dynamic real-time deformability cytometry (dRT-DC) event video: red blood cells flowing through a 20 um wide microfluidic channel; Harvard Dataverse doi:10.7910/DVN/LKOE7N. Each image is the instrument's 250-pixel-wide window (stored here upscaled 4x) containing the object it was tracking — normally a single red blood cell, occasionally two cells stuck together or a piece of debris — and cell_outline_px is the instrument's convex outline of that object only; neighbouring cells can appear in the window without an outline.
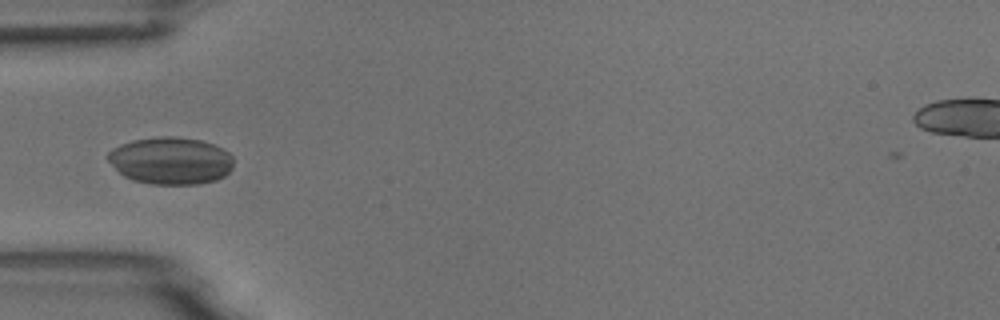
{"species": "common noctule bat (a hibernating species)", "species_latin": "Nyctalus noctula", "temperature_condition": "room temperature", "stored_images_in_passage": 5, "segment_of_instrument_passage": [2, 2], "camera_frame_rate_fps": 3000, "um_per_image_px": 0.085, "animal": {"sex": "male", "body_mass_g": 18.8}, "frame": {"image": 1, "passage_image": 5, "time_ms": 6.333, "image_size_px": [1000, 320], "cell_outline_px": [[232, 168], [224, 176], [216, 180], [200, 184], [148, 184], [132, 180], [124, 176], [108, 160], [108, 152], [112, 148], [120, 144], [132, 140], [160, 136], [176, 136], [200, 140], [224, 148], [232, 156]], "centroid_in_image_um": [14.51, 13.65], "position_along_channel_um": 70.5, "area_um2": 34.74}}